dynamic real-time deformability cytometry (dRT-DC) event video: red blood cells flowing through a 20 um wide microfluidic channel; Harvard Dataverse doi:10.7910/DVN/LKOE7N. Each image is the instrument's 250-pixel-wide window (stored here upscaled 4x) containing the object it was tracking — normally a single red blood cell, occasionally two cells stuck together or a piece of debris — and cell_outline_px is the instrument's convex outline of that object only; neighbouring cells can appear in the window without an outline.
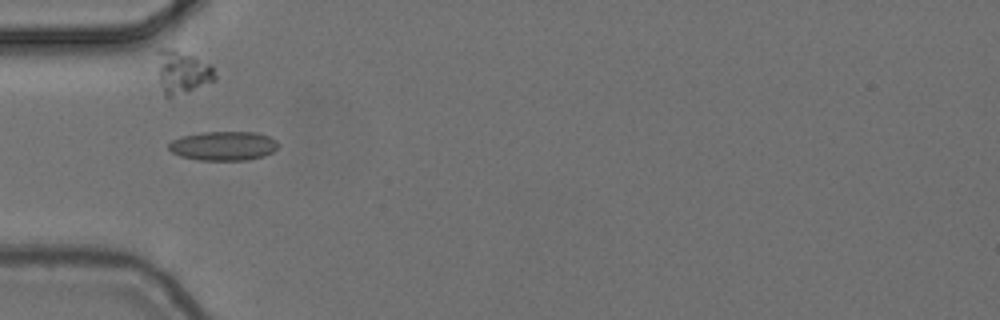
{"species": "common noctule bat (a hibernating species)", "species_latin": "Nyctalus noctula", "temperature_condition": "cold", "stored_images_in_passage": 14, "camera_frame_rate_fps": 3000, "um_per_image_px": 0.085, "animal": {"sex": "female", "body_mass_g": 24.6, "forearm_length_mm": 56.2}, "frame": {"image": 1, "passage_image": 4, "time_ms": 1.0, "image_size_px": [1000, 320], "cell_outline_px": [[280, 144], [272, 152], [264, 156], [248, 160], [200, 160], [180, 156], [172, 152], [168, 148], [168, 144], [172, 140], [180, 136], [204, 132], [256, 132], [268, 136], [276, 140]], "centroid_in_image_um": [18.99, 12.4], "position_along_channel_um": 66.0, "area_um2": 18.67}}
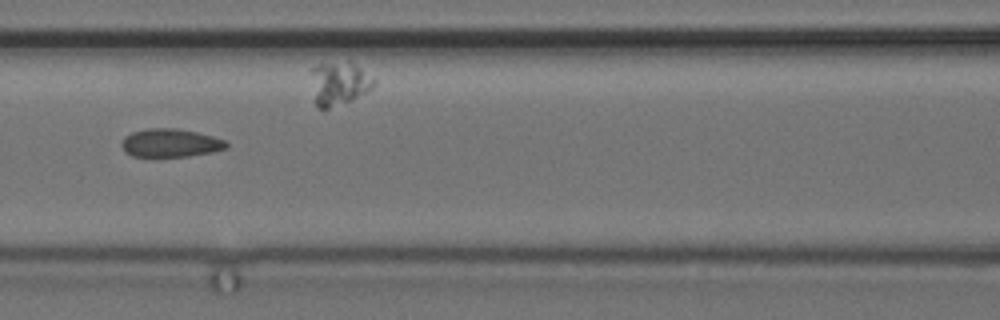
{"frame": {"image": 2, "passage_image": 6, "time_ms": 1.667, "image_size_px": [1000, 320], "cell_outline_px": [[228, 148], [212, 152], [188, 156], [132, 156], [124, 152], [120, 144], [124, 136], [132, 132], [148, 128], [176, 128], [196, 132], [212, 136], [224, 140], [228, 144]], "centroid_in_image_um": [14.46, 12.15], "position_along_channel_um": 152.1, "area_um2": 17.28}}
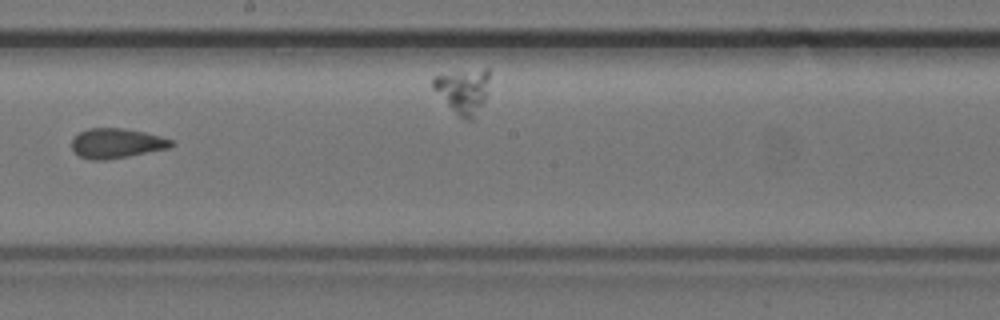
{"frame": {"image": 3, "passage_image": 8, "time_ms": 2.333, "image_size_px": [1000, 320], "cell_outline_px": [[176, 144], [168, 148], [108, 160], [92, 160], [80, 156], [72, 148], [72, 140], [80, 132], [88, 128], [124, 128], [144, 132], [160, 136], [172, 140]], "centroid_in_image_um": [9.92, 12.18], "position_along_channel_um": 238.3, "area_um2": 17.17}}